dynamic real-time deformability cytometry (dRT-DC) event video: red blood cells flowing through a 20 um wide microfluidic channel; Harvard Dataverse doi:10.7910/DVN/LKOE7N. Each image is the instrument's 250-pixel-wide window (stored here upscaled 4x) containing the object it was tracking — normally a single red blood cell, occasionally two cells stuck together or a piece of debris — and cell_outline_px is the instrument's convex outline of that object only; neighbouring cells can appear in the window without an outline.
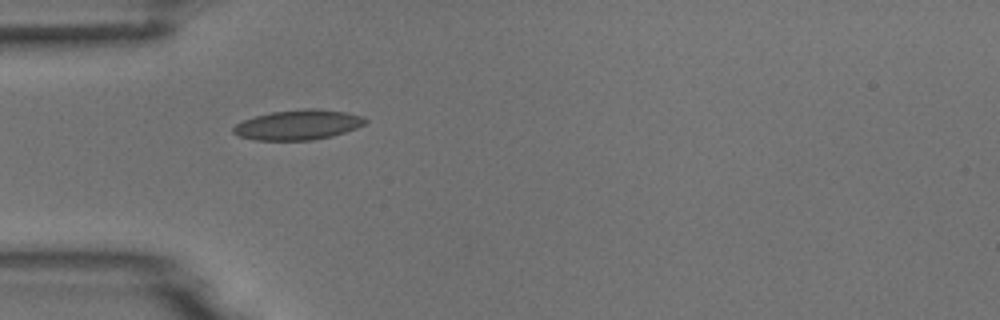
{"species": "common noctule bat (a hibernating species)", "species_latin": "Nyctalus noctula", "temperature_condition": "room temperature", "stored_images_in_passage": 3, "camera_frame_rate_fps": 3000, "um_per_image_px": 0.085, "animal": {"sex": "male", "body_mass_g": 18.8}, "frame": {"image": 1, "passage_image": 3, "time_ms": 2.333, "image_size_px": [1000, 320], "cell_outline_px": [[368, 120], [364, 124], [356, 128], [332, 136], [312, 140], [256, 140], [240, 136], [232, 132], [232, 128], [236, 124], [244, 120], [256, 116], [272, 112], [304, 108], [320, 108], [344, 112], [364, 116]], "centroid_in_image_um": [25.36, 10.6], "position_along_channel_um": 59.6, "area_um2": 23.0}}